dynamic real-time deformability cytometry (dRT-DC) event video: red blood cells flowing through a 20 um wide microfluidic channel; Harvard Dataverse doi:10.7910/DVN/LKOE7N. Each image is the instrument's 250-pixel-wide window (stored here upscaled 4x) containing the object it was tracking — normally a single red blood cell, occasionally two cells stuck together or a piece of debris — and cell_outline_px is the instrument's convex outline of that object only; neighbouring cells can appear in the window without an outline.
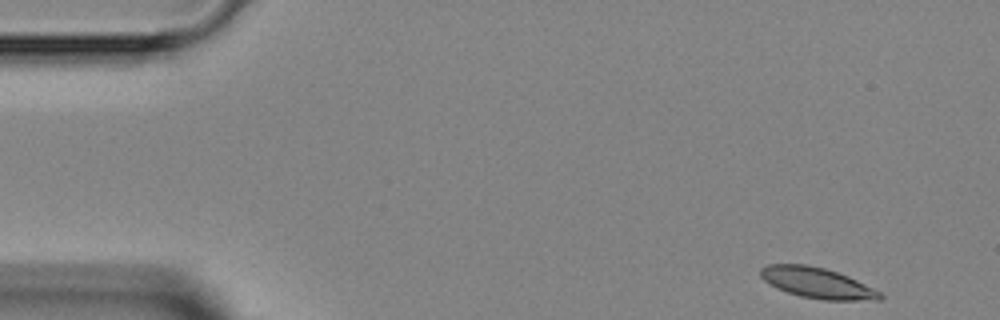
{"species": "Egyptian fruit bat (a non-hibernating species)", "species_latin": "Rousettus aegyptiacus", "temperature_condition": "room temperature", "stored_images_in_passage": 4, "camera_frame_rate_fps": 3000, "um_per_image_px": 0.085, "animal": {"sex": "female"}, "frame": {"image": 1, "passage_image": 1, "time_ms": 0.0, "image_size_px": [1000, 320], "cell_outline_px": [[884, 296], [880, 300], [824, 300], [800, 296], [776, 288], [764, 280], [760, 276], [760, 268], [768, 264], [808, 264], [824, 268], [848, 276], [880, 292]], "centroid_in_image_um": [69.44, 24.04], "position_along_channel_um": 15.6, "area_um2": 21.21}}
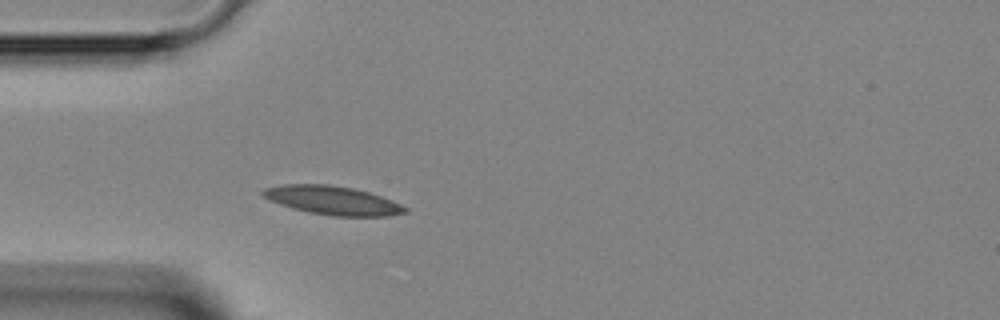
{"frame": {"image": 2, "passage_image": 4, "time_ms": 3.333, "image_size_px": [1000, 320], "cell_outline_px": [[408, 212], [388, 216], [332, 216], [308, 212], [292, 208], [268, 200], [260, 192], [264, 188], [284, 184], [328, 184], [352, 188], [368, 192], [392, 200], [408, 208]], "centroid_in_image_um": [28.26, 17.03], "position_along_channel_um": 56.7, "area_um2": 23.76}}